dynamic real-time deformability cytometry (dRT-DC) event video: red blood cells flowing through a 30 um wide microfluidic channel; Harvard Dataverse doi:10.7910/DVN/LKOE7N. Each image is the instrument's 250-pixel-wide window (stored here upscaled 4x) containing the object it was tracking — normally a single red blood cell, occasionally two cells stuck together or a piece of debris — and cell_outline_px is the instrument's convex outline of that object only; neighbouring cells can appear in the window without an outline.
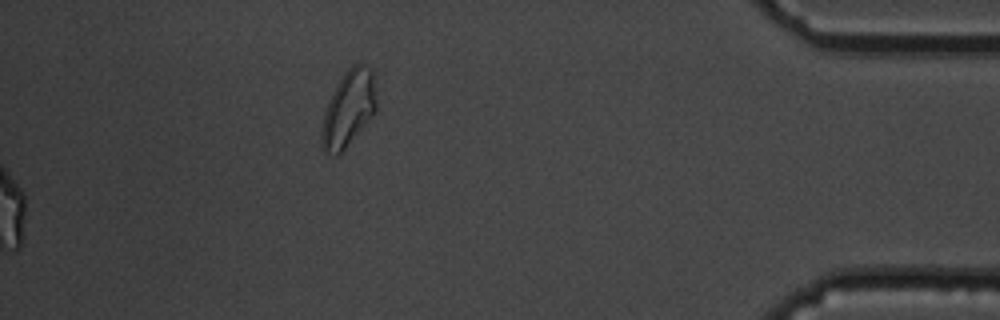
{"species": "common noctule bat (a hibernating species)", "species_latin": "Nyctalus noctula", "temperature_condition": "cold", "stored_images_in_passage": 58, "segment_of_instrument_passage": [2, 2], "camera_frame_rate_fps": 3000, "um_per_image_px": 0.085, "animal": {"sex": "male", "body_mass_g": 19.5, "forearm_length_mm": 54.6}, "frame": {"image": 1, "passage_image": 58, "time_ms": 19.0, "image_size_px": [1000, 320], "cell_outline_px": [[376, 112], [344, 148], [336, 156], [324, 152], [320, 144], [320, 132], [324, 112], [328, 100], [336, 84], [344, 72], [352, 64], [360, 60], [372, 68], [376, 72]], "centroid_in_image_um": [29.64, 9.14], "position_along_channel_um": 405.6, "area_um2": 24.97}}